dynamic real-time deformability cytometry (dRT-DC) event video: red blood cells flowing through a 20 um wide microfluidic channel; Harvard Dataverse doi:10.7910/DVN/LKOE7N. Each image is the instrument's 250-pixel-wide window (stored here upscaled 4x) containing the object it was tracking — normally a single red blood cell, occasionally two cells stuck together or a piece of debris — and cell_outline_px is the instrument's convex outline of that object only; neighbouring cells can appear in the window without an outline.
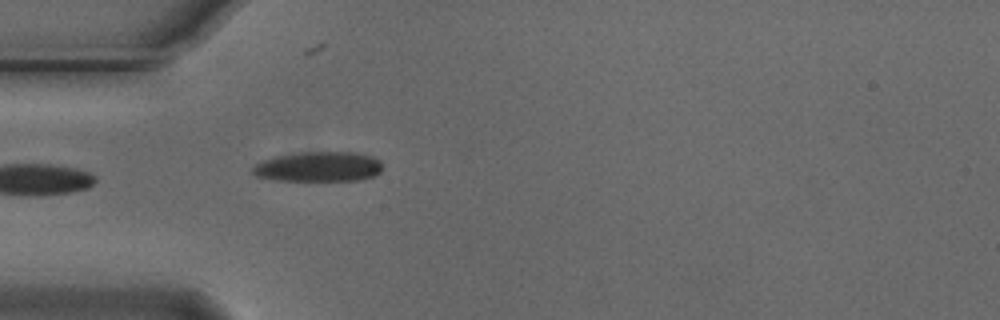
{"species": "Egyptian fruit bat (a non-hibernating species)", "species_latin": "Rousettus aegyptiacus", "temperature_condition": "cold", "stored_images_in_passage": 25, "camera_frame_rate_fps": 3000, "um_per_image_px": 0.085, "animal": {"sex": "male"}, "frame": {"image": 1, "passage_image": 1, "time_ms": 0.0, "image_size_px": [1000, 320], "cell_outline_px": [[380, 172], [372, 176], [360, 180], [276, 180], [256, 176], [252, 172], [252, 168], [256, 164], [264, 160], [276, 156], [300, 152], [352, 152], [372, 156], [380, 160]], "centroid_in_image_um": [27.06, 14.16], "position_along_channel_um": 57.9, "area_um2": 22.43}}
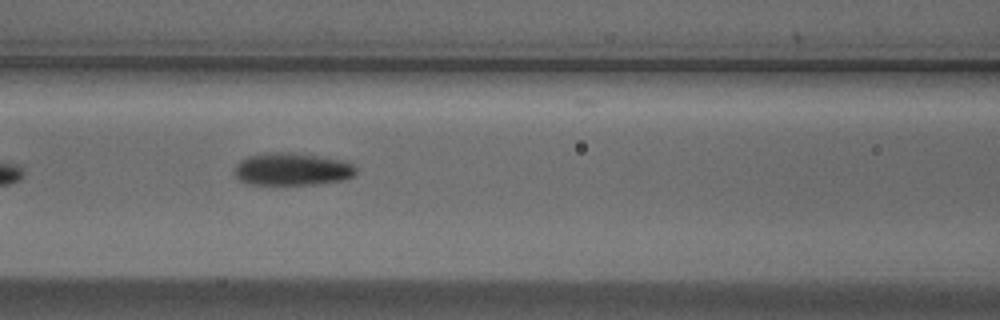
{"frame": {"image": 2, "passage_image": 8, "time_ms": 2.333, "image_size_px": [1000, 320], "cell_outline_px": [[356, 172], [352, 176], [340, 180], [316, 184], [252, 184], [240, 180], [236, 176], [236, 164], [240, 160], [248, 156], [264, 152], [292, 152], [320, 156], [344, 160], [352, 164], [356, 168]], "centroid_in_image_um": [24.83, 14.36], "position_along_channel_um": 141.8, "area_um2": 22.95}}
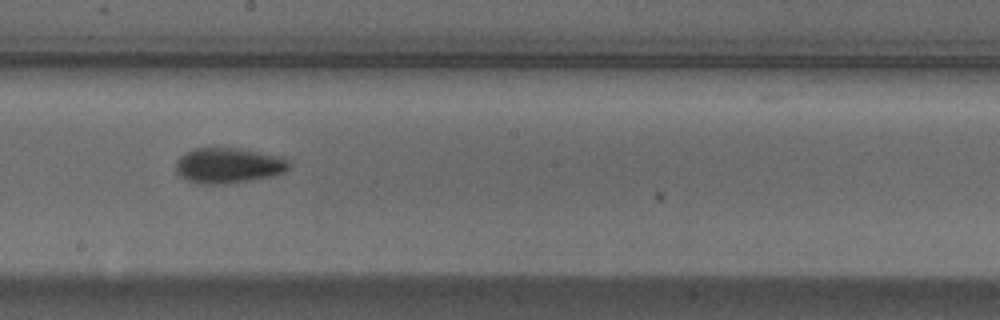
{"frame": {"image": 3, "passage_image": 15, "time_ms": 4.667, "image_size_px": [1000, 320], "cell_outline_px": [[288, 168], [284, 172], [272, 176], [228, 184], [200, 184], [184, 180], [176, 172], [176, 160], [184, 152], [192, 148], [212, 144], [240, 148], [284, 156], [288, 160]], "centroid_in_image_um": [19.35, 14.02], "position_along_channel_um": 228.8, "area_um2": 24.45}}